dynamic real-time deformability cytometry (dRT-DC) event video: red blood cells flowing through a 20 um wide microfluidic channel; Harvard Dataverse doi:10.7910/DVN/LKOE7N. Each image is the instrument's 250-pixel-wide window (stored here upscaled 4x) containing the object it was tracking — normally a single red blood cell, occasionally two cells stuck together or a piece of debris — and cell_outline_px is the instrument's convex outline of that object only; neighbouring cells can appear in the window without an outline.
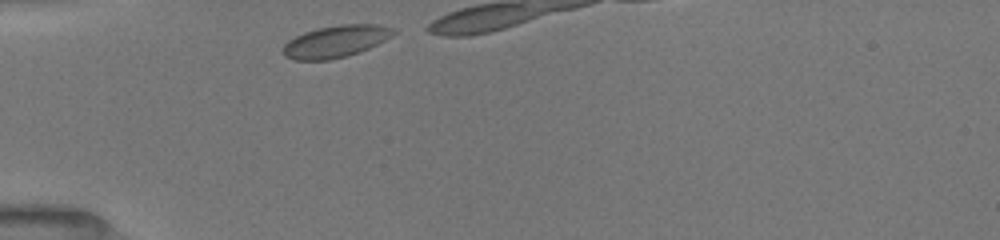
{"species": "common noctule bat (a hibernating species)", "species_latin": "Nyctalus noctula", "temperature_condition": "room temperature", "stored_images_in_passage": 7, "camera_frame_rate_fps": 3000, "um_per_image_px": 0.085, "animal": {"sex": "female", "body_mass_g": 19.5, "forearm_length_mm": 54.1}, "frame": {"image": 1, "passage_image": 1, "time_ms": 0.0, "image_size_px": [1000, 240], "cell_outline_px": [[396, 32], [392, 36], [360, 52], [348, 56], [328, 60], [296, 60], [284, 56], [284, 44], [288, 40], [304, 32], [316, 28], [340, 24], [376, 24], [392, 28]], "centroid_in_image_um": [28.52, 3.52], "position_along_channel_um": 56.5, "area_um2": 20.52}}
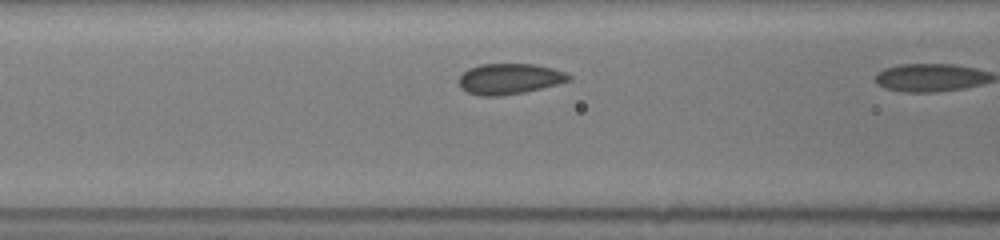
{"frame": {"image": 2, "passage_image": 6, "time_ms": 2.0, "image_size_px": [1000, 240], "cell_outline_px": [[572, 80], [524, 92], [500, 96], [480, 96], [468, 92], [460, 88], [460, 76], [468, 68], [480, 64], [536, 64], [568, 72], [572, 76]], "centroid_in_image_um": [43.33, 6.69], "position_along_channel_um": 123.3, "area_um2": 19.71}}